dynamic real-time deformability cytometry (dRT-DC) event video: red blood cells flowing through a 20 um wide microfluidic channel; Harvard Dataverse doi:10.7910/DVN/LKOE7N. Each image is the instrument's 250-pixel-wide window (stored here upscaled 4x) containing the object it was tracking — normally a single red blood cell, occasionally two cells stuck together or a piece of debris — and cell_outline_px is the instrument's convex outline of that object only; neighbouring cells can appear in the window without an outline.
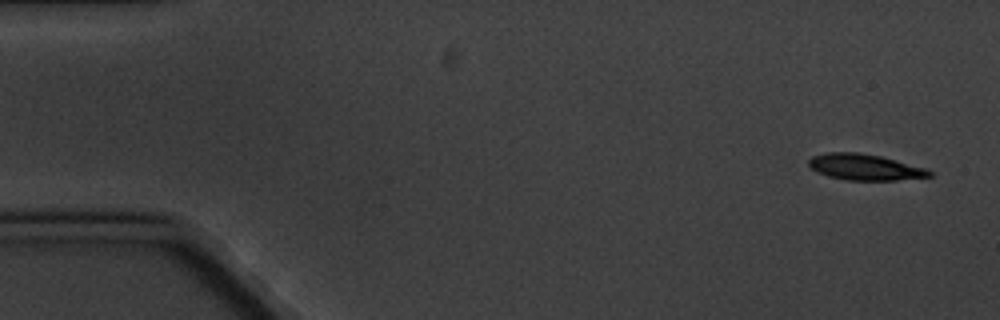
{"species": "common noctule bat (a hibernating species)", "species_latin": "Nyctalus noctula", "temperature_condition": "cold", "stored_images_in_passage": 10, "camera_frame_rate_fps": 3000, "um_per_image_px": 0.085, "animal": {"sex": "male", "body_mass_g": 20.1, "forearm_length_mm": 53.5}, "frame": {"image": 1, "passage_image": 1, "time_ms": 0.0, "image_size_px": [1000, 320], "cell_outline_px": [[932, 176], [896, 180], [844, 180], [828, 176], [816, 172], [808, 164], [808, 160], [812, 156], [828, 152], [860, 152], [880, 156], [928, 168], [932, 172]], "centroid_in_image_um": [73.51, 14.2], "position_along_channel_um": 11.5, "area_um2": 18.44}}
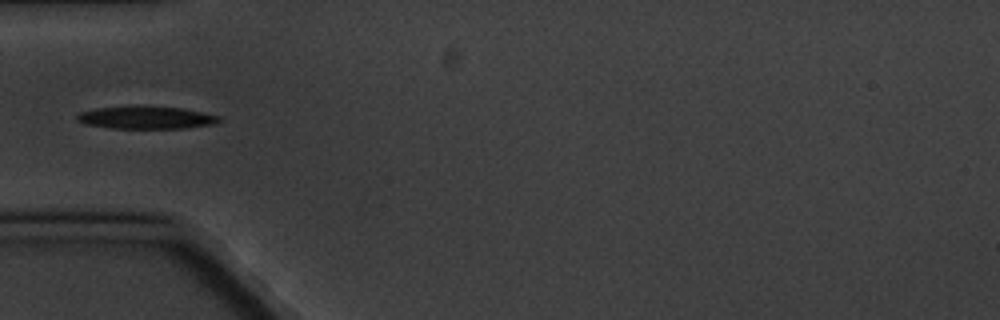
{"frame": {"image": 2, "passage_image": 5, "time_ms": 5.333, "image_size_px": [1000, 320], "cell_outline_px": [[224, 120], [216, 124], [184, 128], [112, 128], [84, 124], [76, 120], [76, 116], [80, 112], [96, 108], [132, 104], [136, 104], [180, 108], [220, 116]], "centroid_in_image_um": [12.4, 9.97], "position_along_channel_um": 72.6, "area_um2": 19.25}}
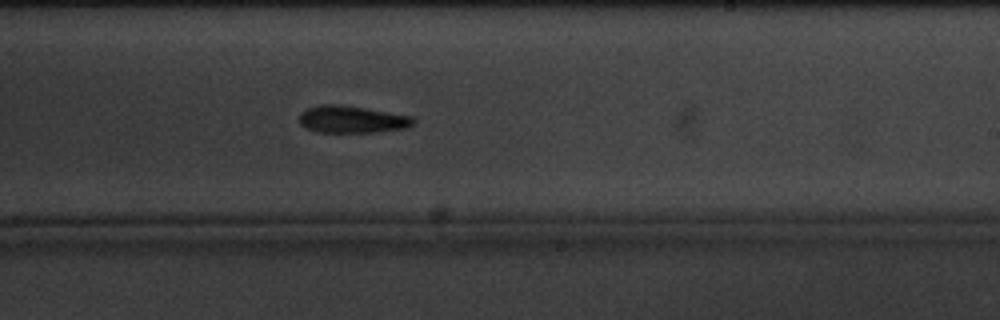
{"frame": {"image": 3, "passage_image": 10, "time_ms": 11.0, "image_size_px": [1000, 320], "cell_outline_px": [[416, 124], [408, 128], [380, 132], [316, 132], [300, 124], [300, 112], [308, 108], [320, 104], [336, 104], [364, 108], [412, 116], [416, 120]], "centroid_in_image_um": [29.96, 10.15], "position_along_channel_um": 259.0, "area_um2": 18.15}}